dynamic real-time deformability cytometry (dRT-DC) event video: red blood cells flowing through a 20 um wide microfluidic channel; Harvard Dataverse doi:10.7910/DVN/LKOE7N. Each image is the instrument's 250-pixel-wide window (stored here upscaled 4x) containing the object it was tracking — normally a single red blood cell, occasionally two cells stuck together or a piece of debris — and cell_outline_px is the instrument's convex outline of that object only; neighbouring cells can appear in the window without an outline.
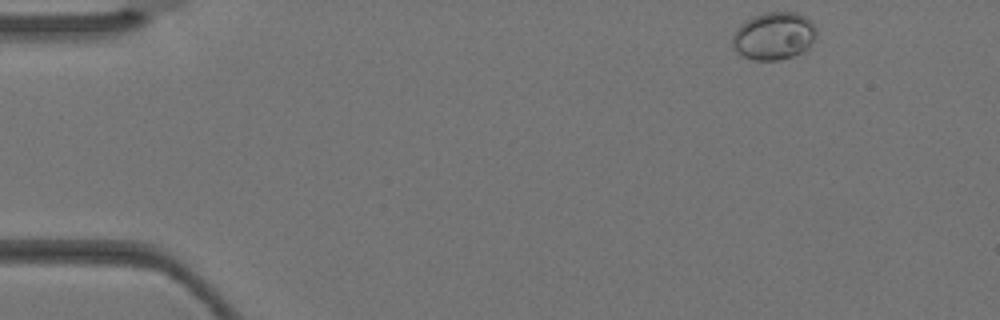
{"species": "Egyptian fruit bat (a non-hibernating species)", "species_latin": "Rousettus aegyptiacus", "temperature_condition": "warm", "stored_images_in_passage": 3, "camera_frame_rate_fps": 3000, "um_per_image_px": 0.085, "animal": {"sex": "female"}, "frame": {"image": 1, "passage_image": 1, "time_ms": 0.0, "image_size_px": [1000, 320], "cell_outline_px": [[816, 40], [808, 48], [792, 56], [780, 60], [752, 60], [740, 56], [732, 48], [732, 36], [736, 28], [740, 24], [752, 16], [764, 12], [796, 12], [804, 16], [816, 28]], "centroid_in_image_um": [65.74, 3.06], "position_along_channel_um": 19.3, "area_um2": 23.64}}
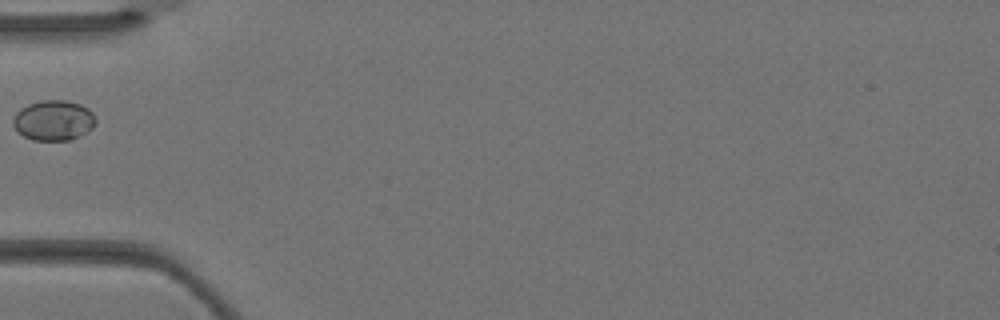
{"frame": {"image": 2, "passage_image": 3, "time_ms": 0.667, "image_size_px": [1000, 320], "cell_outline_px": [[96, 120], [92, 128], [68, 140], [32, 140], [24, 136], [12, 124], [12, 120], [16, 112], [20, 108], [28, 104], [40, 100], [64, 100], [80, 104], [88, 108], [92, 112]], "centroid_in_image_um": [4.52, 10.21], "position_along_channel_um": 80.5, "area_um2": 19.19}}